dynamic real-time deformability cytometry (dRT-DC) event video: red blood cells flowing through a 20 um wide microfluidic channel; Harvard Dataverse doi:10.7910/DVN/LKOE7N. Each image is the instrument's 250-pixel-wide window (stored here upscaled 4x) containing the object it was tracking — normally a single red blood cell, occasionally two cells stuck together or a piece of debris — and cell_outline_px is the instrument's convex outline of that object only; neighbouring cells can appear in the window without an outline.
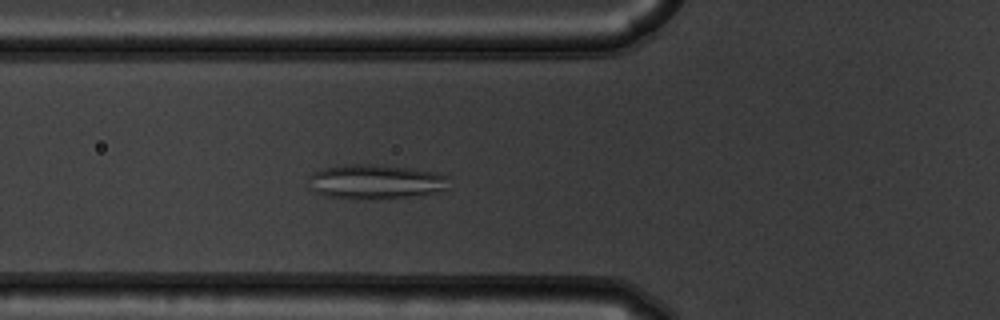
{"species": "common noctule bat (a hibernating species)", "species_latin": "Nyctalus noctula", "temperature_condition": "warm", "stored_images_in_passage": 42, "camera_frame_rate_fps": 3000, "um_per_image_px": 0.085, "animal": {"sex": "male", "body_mass_g": 19.5, "forearm_length_mm": 54.6}, "frame": {"image": 1, "passage_image": 8, "time_ms": 2.333, "image_size_px": [1000, 320], "cell_outline_px": [[448, 188], [440, 192], [420, 196], [372, 200], [360, 200], [324, 196], [316, 192], [312, 188], [308, 176], [324, 168], [344, 164], [376, 164], [412, 168], [436, 172], [448, 176]], "centroid_in_image_um": [31.98, 15.47], "position_along_channel_um": 93.8, "area_um2": 28.96}}
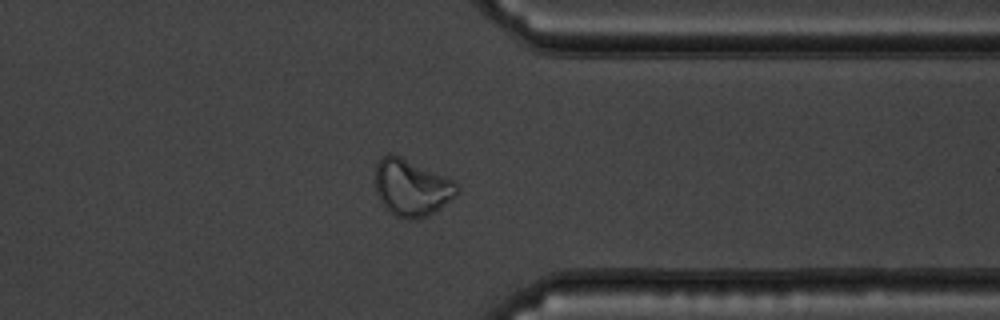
{"frame": {"image": 2, "passage_image": 31, "time_ms": 10.0, "image_size_px": [1000, 320], "cell_outline_px": [[460, 192], [456, 196], [440, 208], [428, 216], [416, 220], [408, 220], [396, 216], [388, 212], [384, 208], [376, 192], [376, 164], [380, 156], [388, 152], [400, 156], [452, 180], [460, 188]], "centroid_in_image_um": [34.96, 15.97], "position_along_channel_um": 376.4, "area_um2": 27.22}}
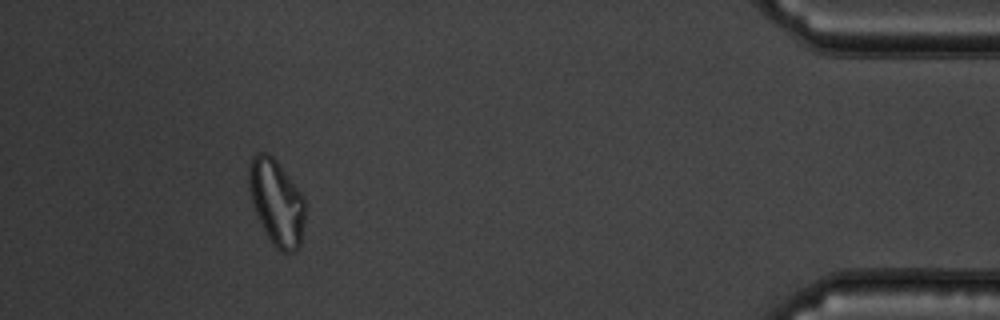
{"frame": {"image": 3, "passage_image": 38, "time_ms": 12.333, "image_size_px": [1000, 320], "cell_outline_px": [[304, 220], [300, 244], [296, 252], [284, 252], [276, 248], [272, 244], [256, 216], [252, 204], [248, 184], [248, 164], [252, 156], [256, 152], [268, 152], [276, 160], [304, 196]], "centroid_in_image_um": [23.48, 17.17], "position_along_channel_um": 411.7, "area_um2": 28.26}, "authors_computed_cell_mechanics": {"area_um2": 26.8192, "velocity_mm_per_s": 3.7302, "shape_relaxation_time_tau1_ms": null, "shape_relaxation_time_tau2_ms": 0.8526, "deformation_change_tau1": null, "deformation_change_tau2": 0.0831}}